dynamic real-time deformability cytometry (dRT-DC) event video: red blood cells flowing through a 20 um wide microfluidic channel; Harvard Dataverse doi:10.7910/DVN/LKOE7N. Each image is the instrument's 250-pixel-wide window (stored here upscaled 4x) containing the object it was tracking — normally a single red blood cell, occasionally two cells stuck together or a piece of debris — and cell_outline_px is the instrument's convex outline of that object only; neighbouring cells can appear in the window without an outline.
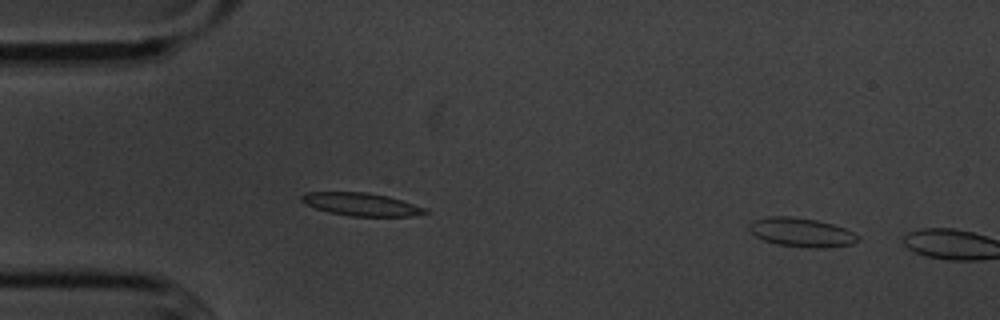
{"species": "common noctule bat (a hibernating species)", "species_latin": "Nyctalus noctula", "temperature_condition": "cold", "stored_images_in_passage": 7, "camera_frame_rate_fps": 3000, "um_per_image_px": 0.085, "animal": {"sex": "male", "body_mass_g": 20.1, "forearm_length_mm": 53.5}, "frame": {"image": 1, "passage_image": 5, "time_ms": 1.333, "image_size_px": [1000, 320], "cell_outline_px": [[860, 240], [852, 244], [820, 248], [808, 248], [776, 244], [764, 240], [756, 236], [748, 228], [748, 224], [752, 220], [768, 216], [788, 216], [816, 220], [832, 224], [844, 228], [860, 236]], "centroid_in_image_um": [68.11, 19.75], "position_along_channel_um": 16.9, "area_um2": 18.38}}